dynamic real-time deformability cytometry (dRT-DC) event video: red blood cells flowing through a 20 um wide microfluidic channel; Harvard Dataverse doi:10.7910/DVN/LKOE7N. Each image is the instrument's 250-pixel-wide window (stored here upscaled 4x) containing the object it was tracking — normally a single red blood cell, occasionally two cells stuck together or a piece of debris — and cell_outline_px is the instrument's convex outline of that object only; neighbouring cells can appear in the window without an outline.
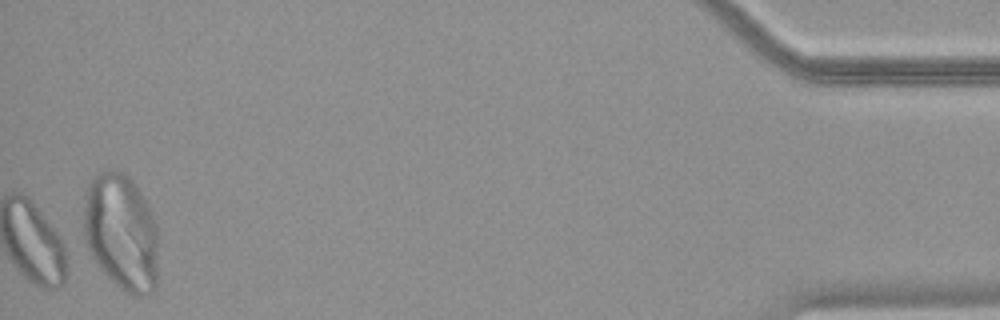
{"species": "common noctule bat (a hibernating species)", "species_latin": "Nyctalus noctula", "temperature_condition": "warm", "stored_images_in_passage": 38, "camera_frame_rate_fps": 3000, "um_per_image_px": 0.085, "animal": {"sex": "female", "body_mass_g": 18.4}, "frame": {"image": 1, "passage_image": 38, "time_ms": 12.333, "image_size_px": [1000, 320], "cell_outline_px": [[156, 288], [148, 296], [132, 296], [124, 292], [100, 268], [92, 256], [88, 248], [84, 236], [84, 196], [88, 184], [100, 172], [124, 172], [136, 184], [156, 224]], "centroid_in_image_um": [10.3, 19.77], "position_along_channel_um": 424.9, "area_um2": 50.4}}